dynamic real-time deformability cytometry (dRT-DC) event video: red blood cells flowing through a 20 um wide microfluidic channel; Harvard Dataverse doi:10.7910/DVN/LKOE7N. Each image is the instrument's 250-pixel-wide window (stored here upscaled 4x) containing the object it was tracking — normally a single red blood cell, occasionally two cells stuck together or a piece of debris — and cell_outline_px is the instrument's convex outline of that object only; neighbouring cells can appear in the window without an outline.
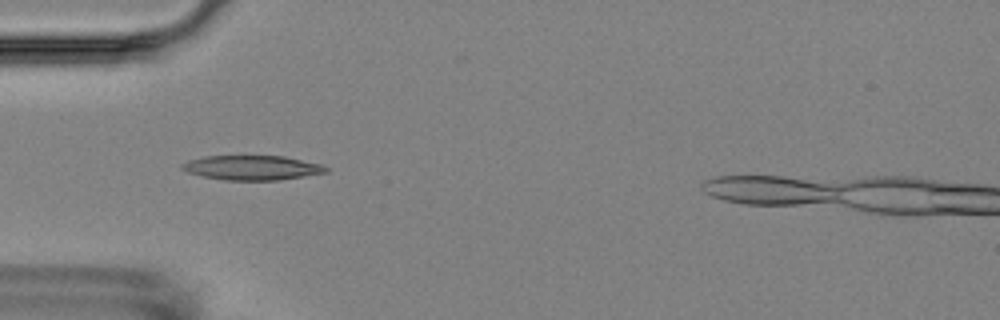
{"species": "Egyptian fruit bat (a non-hibernating species)", "species_latin": "Rousettus aegyptiacus", "temperature_condition": "room temperature", "stored_images_in_passage": 13, "camera_frame_rate_fps": 3000, "um_per_image_px": 0.085, "animal": {"sex": "female"}, "frame": {"image": 1, "passage_image": 3, "time_ms": 2.0, "image_size_px": [1000, 320], "cell_outline_px": [[328, 172], [280, 180], [224, 180], [204, 176], [188, 172], [180, 168], [180, 164], [188, 160], [204, 156], [284, 156], [320, 164], [328, 168]], "centroid_in_image_um": [21.4, 14.25], "position_along_channel_um": 63.6, "area_um2": 20.52}}
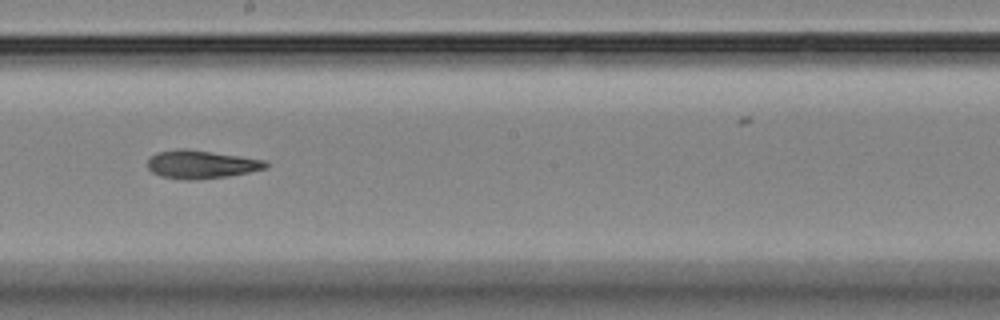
{"frame": {"image": 2, "passage_image": 7, "time_ms": 6.667, "image_size_px": [1000, 320], "cell_outline_px": [[268, 168], [228, 176], [192, 180], [184, 180], [160, 176], [152, 172], [148, 168], [148, 160], [156, 152], [180, 148], [184, 148], [268, 160]], "centroid_in_image_um": [17.11, 13.97], "position_along_channel_um": 231.1, "area_um2": 19.48}}
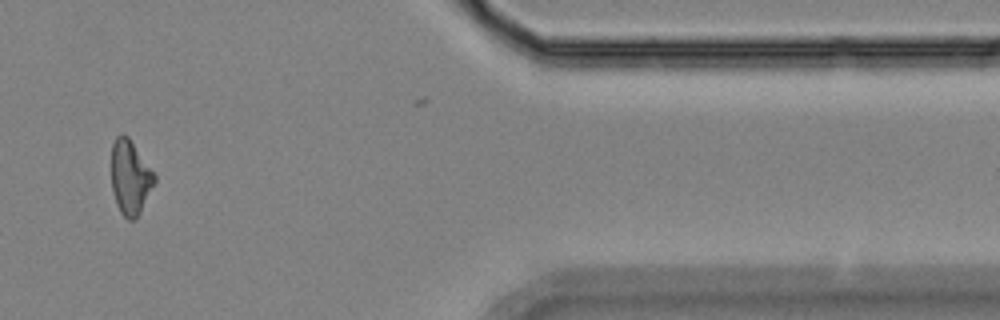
{"frame": {"image": 3, "passage_image": 11, "time_ms": 12.333, "image_size_px": [1000, 320], "cell_outline_px": [[156, 180], [136, 220], [128, 220], [120, 212], [116, 204], [112, 188], [112, 144], [116, 136], [124, 132], [128, 136], [156, 176]], "centroid_in_image_um": [11.06, 15.08], "position_along_channel_um": 400.3, "area_um2": 18.55}, "authors_computed_cell_mechanics": {"area_um2": 19.4786, "velocity_mm_per_s": 3.6084, "shape_relaxation_time_tau1_ms": null, "shape_relaxation_time_tau2_ms": 3.7452, "deformation_change_tau1": null, "deformation_change_tau2": 0.1126}}